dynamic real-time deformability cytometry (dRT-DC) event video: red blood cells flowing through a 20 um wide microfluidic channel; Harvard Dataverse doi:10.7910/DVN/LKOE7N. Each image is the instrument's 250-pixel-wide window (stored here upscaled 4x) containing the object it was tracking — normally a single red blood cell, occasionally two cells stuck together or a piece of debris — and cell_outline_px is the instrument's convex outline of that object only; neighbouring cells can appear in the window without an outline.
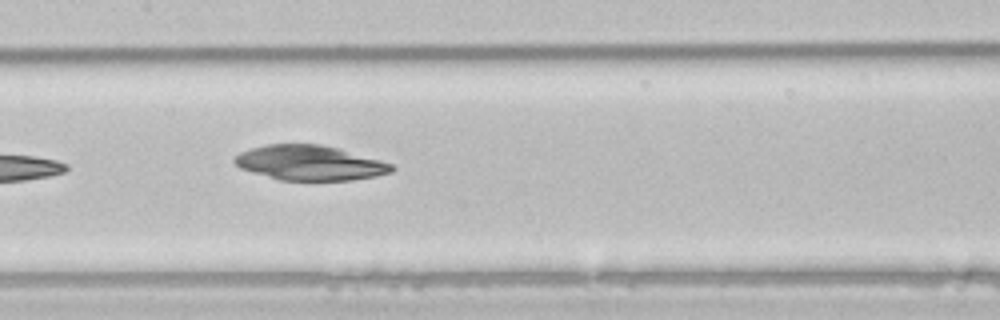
{"species": "common noctule bat (a hibernating species)", "species_latin": "Nyctalus noctula", "temperature_condition": "room temperature", "stored_images_in_passage": 4, "camera_frame_rate_fps": 3000, "um_per_image_px": 0.085, "animal": {"sex": "male", "body_mass_g": 21.5, "forearm_length_mm": 52.0}, "frame": {"image": 1, "passage_image": 4, "time_ms": 1.0, "image_size_px": [1000, 320], "cell_outline_px": [[396, 168], [392, 172], [376, 176], [352, 180], [280, 180], [252, 172], [240, 168], [232, 160], [240, 152], [264, 144], [320, 144], [340, 148], [380, 160], [392, 164]], "centroid_in_image_um": [26.34, 13.84], "position_along_channel_um": 181.1, "area_um2": 31.96}}